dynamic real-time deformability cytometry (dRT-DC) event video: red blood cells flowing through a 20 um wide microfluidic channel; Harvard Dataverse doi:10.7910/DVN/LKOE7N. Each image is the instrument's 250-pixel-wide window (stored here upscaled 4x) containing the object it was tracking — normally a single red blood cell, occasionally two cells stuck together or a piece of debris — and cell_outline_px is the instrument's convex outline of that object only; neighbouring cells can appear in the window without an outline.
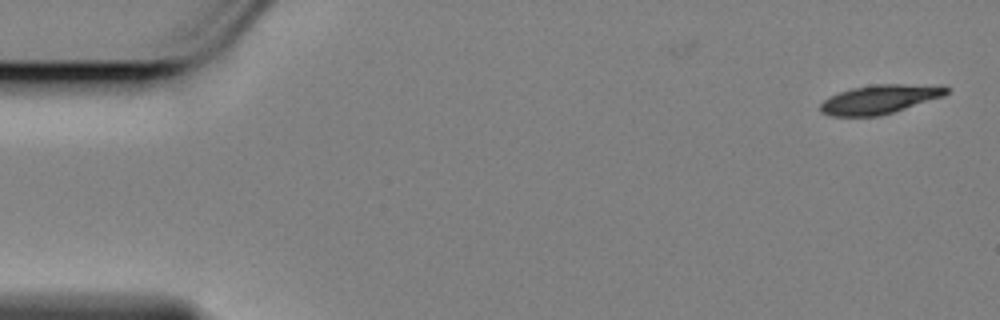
{"species": "Egyptian fruit bat (a non-hibernating species)", "species_latin": "Rousettus aegyptiacus", "temperature_condition": "cold", "stored_images_in_passage": 10, "camera_frame_rate_fps": 3000, "um_per_image_px": 0.085, "animal": {"sex": "female"}, "frame": {"image": 1, "passage_image": 1, "time_ms": 0.0, "image_size_px": [1000, 320], "cell_outline_px": [[948, 92], [944, 96], [880, 116], [832, 116], [820, 112], [820, 104], [824, 100], [840, 92], [852, 88], [876, 84], [944, 84], [948, 88]], "centroid_in_image_um": [74.83, 8.42], "position_along_channel_um": 10.2, "area_um2": 21.33}}